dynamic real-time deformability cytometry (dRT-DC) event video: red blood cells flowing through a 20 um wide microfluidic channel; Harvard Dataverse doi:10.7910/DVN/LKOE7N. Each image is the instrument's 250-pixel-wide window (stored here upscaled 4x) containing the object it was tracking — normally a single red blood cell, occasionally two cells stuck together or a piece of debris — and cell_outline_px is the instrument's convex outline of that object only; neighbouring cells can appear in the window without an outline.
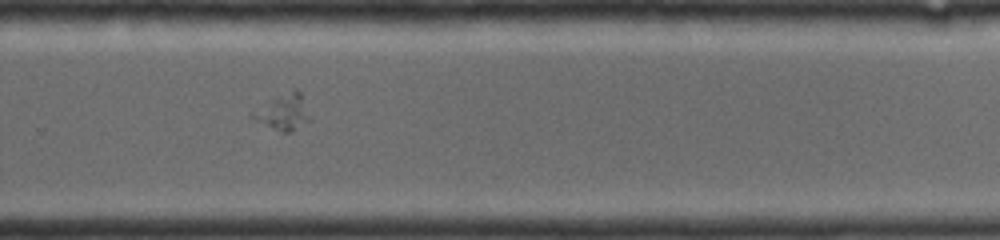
{"species": "common noctule bat (a hibernating species)", "species_latin": "Nyctalus noctula", "temperature_condition": "room temperature", "stored_images_in_passage": 23, "camera_frame_rate_fps": 4000, "um_per_image_px": 0.085, "animal": {"sex": "female", "body_mass_g": 19.0, "forearm_length_mm": 56.7}, "frame": {"image": 1, "passage_image": 17, "time_ms": 8.25, "image_size_px": [1000, 240], "cell_outline_px": [[308, 120], [292, 132], [284, 132], [256, 120], [252, 116], [272, 100], [296, 88], [300, 92], [308, 116]], "centroid_in_image_um": [24.16, 9.54], "position_along_channel_um": 305.6, "area_um2": 10.58}}
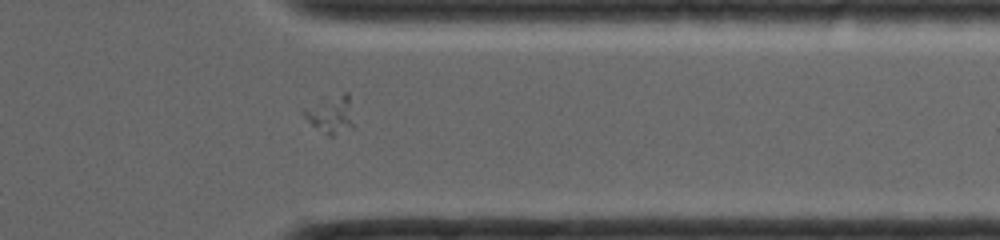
{"frame": {"image": 2, "passage_image": 20, "time_ms": 10.0, "image_size_px": [1000, 240], "cell_outline_px": [[352, 128], [332, 136], [328, 136], [312, 124], [300, 112], [344, 92], [348, 92], [352, 124]], "centroid_in_image_um": [28.15, 9.78], "position_along_channel_um": 383.3, "area_um2": 10.06}}